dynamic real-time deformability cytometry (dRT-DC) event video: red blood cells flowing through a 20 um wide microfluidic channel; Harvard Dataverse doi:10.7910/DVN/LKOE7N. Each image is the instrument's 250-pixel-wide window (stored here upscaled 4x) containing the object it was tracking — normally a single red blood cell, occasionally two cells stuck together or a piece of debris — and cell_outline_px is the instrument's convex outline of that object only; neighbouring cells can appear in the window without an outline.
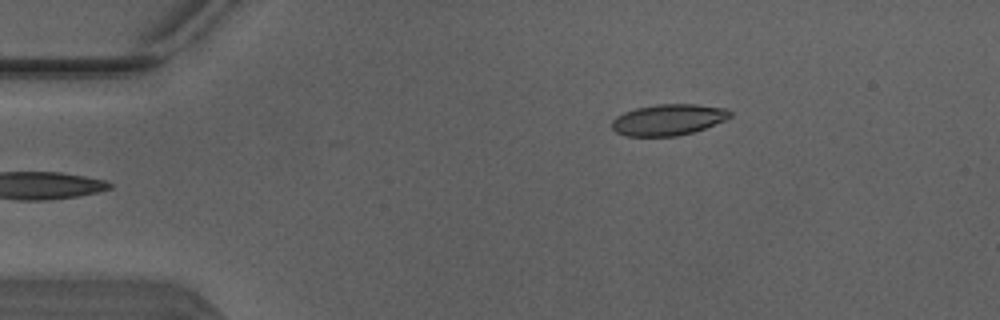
{"species": "Egyptian fruit bat (a non-hibernating species)", "species_latin": "Rousettus aegyptiacus", "temperature_condition": "warm", "stored_images_in_passage": 4, "camera_frame_rate_fps": 3000, "um_per_image_px": 0.085, "animal": {"sex": "male"}, "frame": {"image": 1, "passage_image": 4, "time_ms": 1.0, "image_size_px": [1000, 320], "cell_outline_px": [[732, 116], [724, 120], [704, 128], [692, 132], [676, 136], [624, 136], [616, 132], [612, 128], [612, 120], [616, 116], [624, 112], [636, 108], [656, 104], [696, 104], [724, 108], [732, 112]], "centroid_in_image_um": [56.78, 10.17], "position_along_channel_um": 28.2, "area_um2": 21.39}}